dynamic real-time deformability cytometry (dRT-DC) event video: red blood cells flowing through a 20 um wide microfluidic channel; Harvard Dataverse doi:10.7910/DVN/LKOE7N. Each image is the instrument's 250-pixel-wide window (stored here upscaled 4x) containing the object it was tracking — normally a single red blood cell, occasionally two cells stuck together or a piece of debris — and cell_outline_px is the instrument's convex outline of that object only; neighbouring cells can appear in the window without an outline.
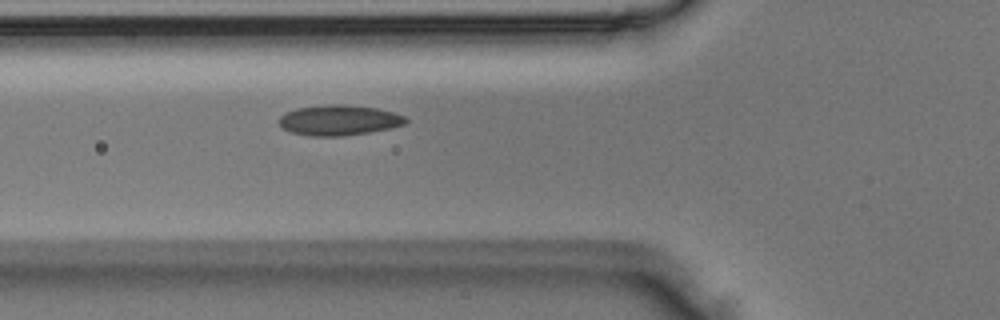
{"species": "Egyptian fruit bat (a non-hibernating species)", "species_latin": "Rousettus aegyptiacus", "temperature_condition": "room temperature", "stored_images_in_passage": 6, "camera_frame_rate_fps": 3000, "um_per_image_px": 0.085, "animal": {"sex": "male"}, "frame": {"image": 1, "passage_image": 6, "time_ms": 1.667, "image_size_px": [1000, 320], "cell_outline_px": [[408, 120], [404, 124], [392, 128], [344, 136], [308, 136], [292, 132], [284, 128], [280, 124], [280, 116], [296, 108], [328, 104], [344, 104], [376, 108], [392, 112], [404, 116]], "centroid_in_image_um": [28.83, 10.21], "position_along_channel_um": 97.0, "area_um2": 22.25}}